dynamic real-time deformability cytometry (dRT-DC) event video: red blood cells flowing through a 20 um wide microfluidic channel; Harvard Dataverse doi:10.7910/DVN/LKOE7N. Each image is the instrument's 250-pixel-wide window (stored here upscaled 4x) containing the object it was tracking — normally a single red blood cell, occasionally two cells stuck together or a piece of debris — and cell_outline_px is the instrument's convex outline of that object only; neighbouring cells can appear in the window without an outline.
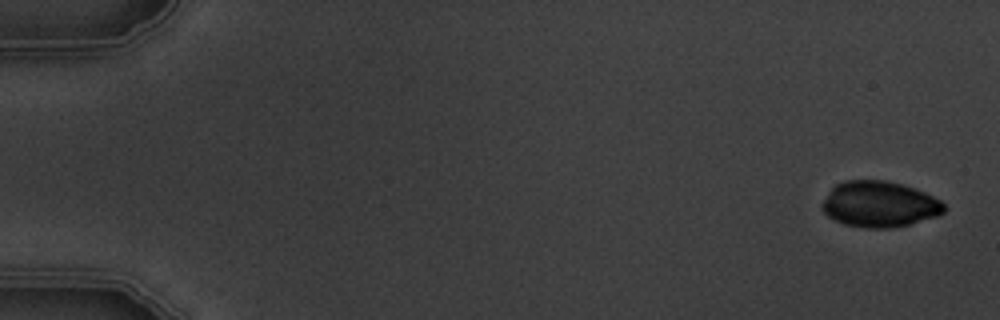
{"species": "common noctule bat (a hibernating species)", "species_latin": "Nyctalus noctula", "temperature_condition": "warm", "stored_images_in_passage": 4, "camera_frame_rate_fps": 3000, "um_per_image_px": 0.085, "animal": {"sex": "male", "body_mass_g": 19.5, "forearm_length_mm": 54.6}, "frame": {"image": 1, "passage_image": 1, "time_ms": 0.0, "image_size_px": [1000, 320], "cell_outline_px": [[948, 208], [944, 212], [936, 216], [908, 224], [888, 228], [864, 228], [844, 224], [828, 216], [824, 212], [824, 200], [832, 188], [836, 184], [844, 180], [884, 180], [916, 188], [940, 200]], "centroid_in_image_um": [74.78, 17.35], "position_along_channel_um": 10.2, "area_um2": 32.31}}